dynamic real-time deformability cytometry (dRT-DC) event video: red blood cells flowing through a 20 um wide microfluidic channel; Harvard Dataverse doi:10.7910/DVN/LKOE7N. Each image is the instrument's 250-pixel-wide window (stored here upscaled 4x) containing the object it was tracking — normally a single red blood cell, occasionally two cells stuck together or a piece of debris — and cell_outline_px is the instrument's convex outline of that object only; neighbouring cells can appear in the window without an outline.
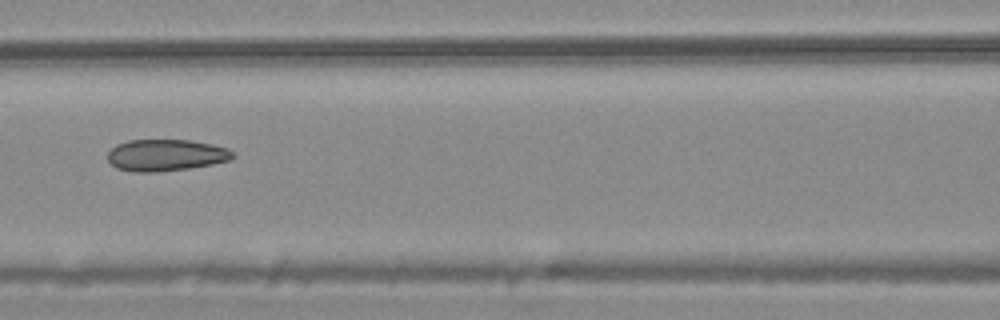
{"species": "common noctule bat (a hibernating species)", "species_latin": "Nyctalus noctula", "temperature_condition": "warm", "stored_images_in_passage": 9, "camera_frame_rate_fps": 3000, "um_per_image_px": 0.085, "animal": {"sex": "male", "body_mass_g": 20.4}, "frame": {"image": 1, "passage_image": 6, "time_ms": 1.667, "image_size_px": [1000, 320], "cell_outline_px": [[236, 156], [228, 160], [212, 164], [188, 168], [156, 172], [132, 172], [116, 168], [108, 160], [108, 152], [116, 144], [128, 140], [192, 140], [212, 144], [228, 148], [236, 152]], "centroid_in_image_um": [14.11, 13.18], "position_along_channel_um": 152.5, "area_um2": 23.24}}
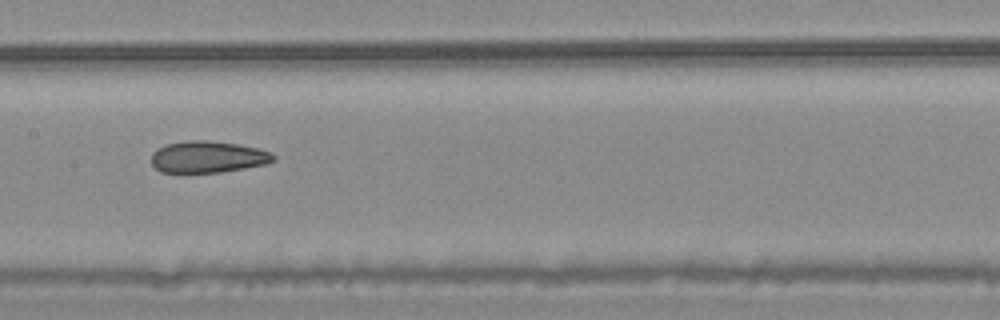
{"frame": {"image": 2, "passage_image": 7, "time_ms": 2.0, "image_size_px": [1000, 320], "cell_outline_px": [[276, 156], [272, 160], [264, 164], [244, 168], [220, 172], [160, 172], [152, 164], [152, 152], [168, 144], [188, 140], [208, 140], [236, 144], [256, 148], [268, 152]], "centroid_in_image_um": [17.63, 13.34], "position_along_channel_um": 189.8, "area_um2": 22.08}}
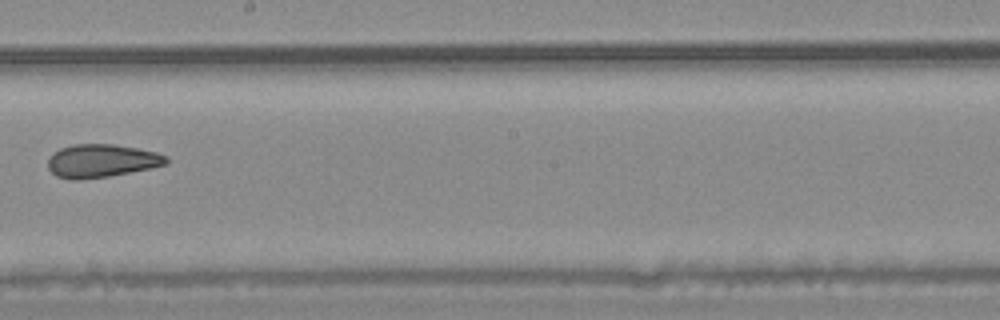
{"frame": {"image": 3, "passage_image": 8, "time_ms": 2.333, "image_size_px": [1000, 320], "cell_outline_px": [[168, 164], [152, 168], [108, 176], [80, 180], [72, 180], [56, 176], [48, 168], [48, 160], [60, 148], [72, 144], [112, 144], [136, 148], [156, 152], [168, 156]], "centroid_in_image_um": [8.65, 13.67], "position_along_channel_um": 239.5, "area_um2": 22.83}}